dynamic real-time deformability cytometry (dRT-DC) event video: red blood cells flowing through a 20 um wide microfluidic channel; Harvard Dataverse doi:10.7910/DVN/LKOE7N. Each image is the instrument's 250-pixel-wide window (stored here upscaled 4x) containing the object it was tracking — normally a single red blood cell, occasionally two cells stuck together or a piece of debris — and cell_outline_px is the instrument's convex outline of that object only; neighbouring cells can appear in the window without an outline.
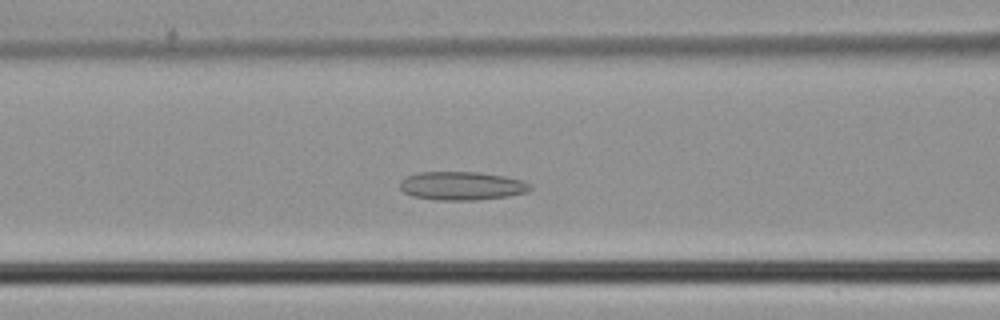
{"species": "common noctule bat (a hibernating species)", "species_latin": "Nyctalus noctula", "temperature_condition": "cold", "stored_images_in_passage": 41, "camera_frame_rate_fps": 3000, "um_per_image_px": 0.085, "animal": {"sex": "male", "body_mass_g": 21.5, "forearm_length_mm": 52.0}, "frame": {"image": 1, "passage_image": 14, "time_ms": 4.333, "image_size_px": [1000, 320], "cell_outline_px": [[532, 188], [528, 192], [508, 196], [476, 200], [436, 200], [412, 196], [404, 192], [400, 188], [400, 180], [404, 176], [420, 172], [480, 172], [504, 176], [520, 180], [532, 184]], "centroid_in_image_um": [39.24, 15.79], "position_along_channel_um": 127.4, "area_um2": 21.79}}
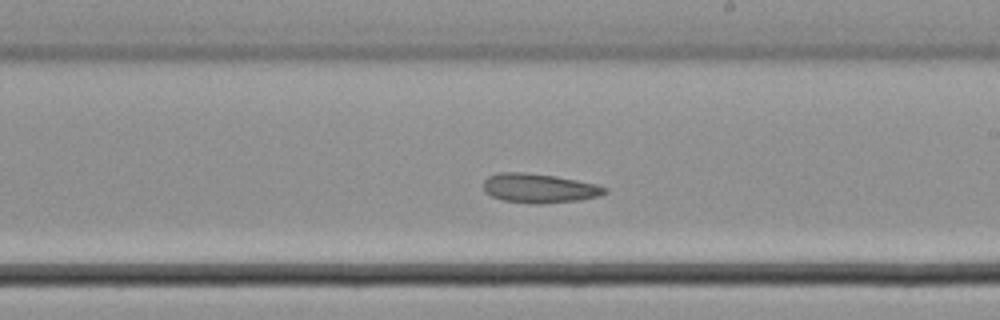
{"frame": {"image": 2, "passage_image": 22, "time_ms": 7.0, "image_size_px": [1000, 320], "cell_outline_px": [[608, 192], [600, 196], [580, 200], [540, 204], [532, 204], [504, 200], [492, 196], [484, 192], [484, 180], [488, 176], [500, 172], [524, 172], [556, 176], [596, 184], [608, 188]], "centroid_in_image_um": [45.85, 16.0], "position_along_channel_um": 243.2, "area_um2": 20.81}}
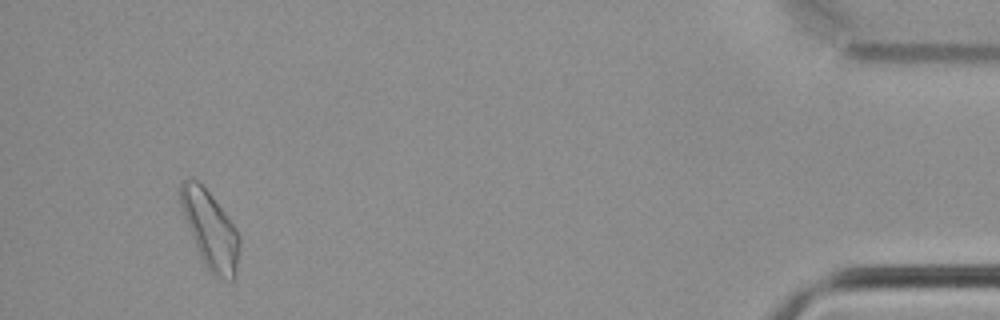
{"frame": {"image": 3, "passage_image": 39, "time_ms": 12.667, "image_size_px": [1000, 320], "cell_outline_px": [[240, 244], [236, 272], [232, 280], [228, 280], [212, 272], [204, 264], [200, 256], [184, 216], [180, 204], [180, 184], [184, 180], [196, 180], [212, 196], [224, 212], [240, 236]], "centroid_in_image_um": [17.88, 19.52], "position_along_channel_um": 417.3, "area_um2": 25.61}}